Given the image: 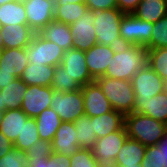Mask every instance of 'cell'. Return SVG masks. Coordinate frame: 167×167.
Returning a JSON list of instances; mask_svg holds the SVG:
<instances>
[{"instance_id": "obj_49", "label": "cell", "mask_w": 167, "mask_h": 167, "mask_svg": "<svg viewBox=\"0 0 167 167\" xmlns=\"http://www.w3.org/2000/svg\"><path fill=\"white\" fill-rule=\"evenodd\" d=\"M12 1H17V0H0V5H3L7 2H12Z\"/></svg>"}, {"instance_id": "obj_13", "label": "cell", "mask_w": 167, "mask_h": 167, "mask_svg": "<svg viewBox=\"0 0 167 167\" xmlns=\"http://www.w3.org/2000/svg\"><path fill=\"white\" fill-rule=\"evenodd\" d=\"M81 90L83 94L84 114L86 116H99L113 110L96 81L81 86Z\"/></svg>"}, {"instance_id": "obj_4", "label": "cell", "mask_w": 167, "mask_h": 167, "mask_svg": "<svg viewBox=\"0 0 167 167\" xmlns=\"http://www.w3.org/2000/svg\"><path fill=\"white\" fill-rule=\"evenodd\" d=\"M90 11H92L95 19L93 24L97 35V43L111 47L121 46L123 43L119 30L124 13L118 8Z\"/></svg>"}, {"instance_id": "obj_25", "label": "cell", "mask_w": 167, "mask_h": 167, "mask_svg": "<svg viewBox=\"0 0 167 167\" xmlns=\"http://www.w3.org/2000/svg\"><path fill=\"white\" fill-rule=\"evenodd\" d=\"M35 119L40 140L52 142L57 129L62 124L59 115L52 108H48L43 110Z\"/></svg>"}, {"instance_id": "obj_43", "label": "cell", "mask_w": 167, "mask_h": 167, "mask_svg": "<svg viewBox=\"0 0 167 167\" xmlns=\"http://www.w3.org/2000/svg\"><path fill=\"white\" fill-rule=\"evenodd\" d=\"M14 79L13 72L1 71L0 68V89L5 88V86L10 84Z\"/></svg>"}, {"instance_id": "obj_28", "label": "cell", "mask_w": 167, "mask_h": 167, "mask_svg": "<svg viewBox=\"0 0 167 167\" xmlns=\"http://www.w3.org/2000/svg\"><path fill=\"white\" fill-rule=\"evenodd\" d=\"M133 14L144 21L155 23L167 15L165 1L141 0Z\"/></svg>"}, {"instance_id": "obj_46", "label": "cell", "mask_w": 167, "mask_h": 167, "mask_svg": "<svg viewBox=\"0 0 167 167\" xmlns=\"http://www.w3.org/2000/svg\"><path fill=\"white\" fill-rule=\"evenodd\" d=\"M55 6H63L69 3H85V0H54Z\"/></svg>"}, {"instance_id": "obj_36", "label": "cell", "mask_w": 167, "mask_h": 167, "mask_svg": "<svg viewBox=\"0 0 167 167\" xmlns=\"http://www.w3.org/2000/svg\"><path fill=\"white\" fill-rule=\"evenodd\" d=\"M70 167H97L98 162L91 149L80 148L70 156Z\"/></svg>"}, {"instance_id": "obj_12", "label": "cell", "mask_w": 167, "mask_h": 167, "mask_svg": "<svg viewBox=\"0 0 167 167\" xmlns=\"http://www.w3.org/2000/svg\"><path fill=\"white\" fill-rule=\"evenodd\" d=\"M53 88L50 86H27L21 109L29 118H36L43 110L50 108Z\"/></svg>"}, {"instance_id": "obj_24", "label": "cell", "mask_w": 167, "mask_h": 167, "mask_svg": "<svg viewBox=\"0 0 167 167\" xmlns=\"http://www.w3.org/2000/svg\"><path fill=\"white\" fill-rule=\"evenodd\" d=\"M28 118L21 108L5 110L0 124V132L14 143L18 135L21 134L25 121Z\"/></svg>"}, {"instance_id": "obj_42", "label": "cell", "mask_w": 167, "mask_h": 167, "mask_svg": "<svg viewBox=\"0 0 167 167\" xmlns=\"http://www.w3.org/2000/svg\"><path fill=\"white\" fill-rule=\"evenodd\" d=\"M12 148H14L13 142L0 132V158L6 155Z\"/></svg>"}, {"instance_id": "obj_41", "label": "cell", "mask_w": 167, "mask_h": 167, "mask_svg": "<svg viewBox=\"0 0 167 167\" xmlns=\"http://www.w3.org/2000/svg\"><path fill=\"white\" fill-rule=\"evenodd\" d=\"M141 0H117V7L124 14L133 13Z\"/></svg>"}, {"instance_id": "obj_16", "label": "cell", "mask_w": 167, "mask_h": 167, "mask_svg": "<svg viewBox=\"0 0 167 167\" xmlns=\"http://www.w3.org/2000/svg\"><path fill=\"white\" fill-rule=\"evenodd\" d=\"M75 126L73 122H62L52 140L54 153L71 156L81 147L78 145Z\"/></svg>"}, {"instance_id": "obj_6", "label": "cell", "mask_w": 167, "mask_h": 167, "mask_svg": "<svg viewBox=\"0 0 167 167\" xmlns=\"http://www.w3.org/2000/svg\"><path fill=\"white\" fill-rule=\"evenodd\" d=\"M50 108L59 115L62 122H74L84 114L82 90L62 92L53 89Z\"/></svg>"}, {"instance_id": "obj_34", "label": "cell", "mask_w": 167, "mask_h": 167, "mask_svg": "<svg viewBox=\"0 0 167 167\" xmlns=\"http://www.w3.org/2000/svg\"><path fill=\"white\" fill-rule=\"evenodd\" d=\"M150 43L146 46L148 50L167 47V15L153 23Z\"/></svg>"}, {"instance_id": "obj_33", "label": "cell", "mask_w": 167, "mask_h": 167, "mask_svg": "<svg viewBox=\"0 0 167 167\" xmlns=\"http://www.w3.org/2000/svg\"><path fill=\"white\" fill-rule=\"evenodd\" d=\"M147 64L167 83V47L148 50Z\"/></svg>"}, {"instance_id": "obj_32", "label": "cell", "mask_w": 167, "mask_h": 167, "mask_svg": "<svg viewBox=\"0 0 167 167\" xmlns=\"http://www.w3.org/2000/svg\"><path fill=\"white\" fill-rule=\"evenodd\" d=\"M51 87L55 91L62 92L77 91L81 89V85L67 73V70L61 64L55 66Z\"/></svg>"}, {"instance_id": "obj_23", "label": "cell", "mask_w": 167, "mask_h": 167, "mask_svg": "<svg viewBox=\"0 0 167 167\" xmlns=\"http://www.w3.org/2000/svg\"><path fill=\"white\" fill-rule=\"evenodd\" d=\"M90 118L93 121V128L97 138L105 137L120 130L125 125V115L116 110Z\"/></svg>"}, {"instance_id": "obj_9", "label": "cell", "mask_w": 167, "mask_h": 167, "mask_svg": "<svg viewBox=\"0 0 167 167\" xmlns=\"http://www.w3.org/2000/svg\"><path fill=\"white\" fill-rule=\"evenodd\" d=\"M128 138L125 125L105 137L98 138L91 148L92 154L98 163H114L118 151Z\"/></svg>"}, {"instance_id": "obj_26", "label": "cell", "mask_w": 167, "mask_h": 167, "mask_svg": "<svg viewBox=\"0 0 167 167\" xmlns=\"http://www.w3.org/2000/svg\"><path fill=\"white\" fill-rule=\"evenodd\" d=\"M27 86L20 78H15L5 88L0 89L1 104L5 105L6 110L19 109L21 107Z\"/></svg>"}, {"instance_id": "obj_3", "label": "cell", "mask_w": 167, "mask_h": 167, "mask_svg": "<svg viewBox=\"0 0 167 167\" xmlns=\"http://www.w3.org/2000/svg\"><path fill=\"white\" fill-rule=\"evenodd\" d=\"M110 102L113 110L124 115L133 113L135 94L131 81L100 76L95 79Z\"/></svg>"}, {"instance_id": "obj_52", "label": "cell", "mask_w": 167, "mask_h": 167, "mask_svg": "<svg viewBox=\"0 0 167 167\" xmlns=\"http://www.w3.org/2000/svg\"><path fill=\"white\" fill-rule=\"evenodd\" d=\"M164 1H165L166 12H167V0H164Z\"/></svg>"}, {"instance_id": "obj_27", "label": "cell", "mask_w": 167, "mask_h": 167, "mask_svg": "<svg viewBox=\"0 0 167 167\" xmlns=\"http://www.w3.org/2000/svg\"><path fill=\"white\" fill-rule=\"evenodd\" d=\"M11 24H27L26 11L22 0L0 5V27Z\"/></svg>"}, {"instance_id": "obj_20", "label": "cell", "mask_w": 167, "mask_h": 167, "mask_svg": "<svg viewBox=\"0 0 167 167\" xmlns=\"http://www.w3.org/2000/svg\"><path fill=\"white\" fill-rule=\"evenodd\" d=\"M41 38L58 44L64 51L73 48L69 25L58 21L49 22L37 33Z\"/></svg>"}, {"instance_id": "obj_35", "label": "cell", "mask_w": 167, "mask_h": 167, "mask_svg": "<svg viewBox=\"0 0 167 167\" xmlns=\"http://www.w3.org/2000/svg\"><path fill=\"white\" fill-rule=\"evenodd\" d=\"M0 167H29V159L24 151L12 148L0 158Z\"/></svg>"}, {"instance_id": "obj_10", "label": "cell", "mask_w": 167, "mask_h": 167, "mask_svg": "<svg viewBox=\"0 0 167 167\" xmlns=\"http://www.w3.org/2000/svg\"><path fill=\"white\" fill-rule=\"evenodd\" d=\"M94 15L88 10L76 22L69 25L73 38V48L87 51L97 44V35L94 27Z\"/></svg>"}, {"instance_id": "obj_2", "label": "cell", "mask_w": 167, "mask_h": 167, "mask_svg": "<svg viewBox=\"0 0 167 167\" xmlns=\"http://www.w3.org/2000/svg\"><path fill=\"white\" fill-rule=\"evenodd\" d=\"M125 127L128 137L144 146L156 145L166 135V123L135 112L125 115Z\"/></svg>"}, {"instance_id": "obj_15", "label": "cell", "mask_w": 167, "mask_h": 167, "mask_svg": "<svg viewBox=\"0 0 167 167\" xmlns=\"http://www.w3.org/2000/svg\"><path fill=\"white\" fill-rule=\"evenodd\" d=\"M116 47L95 44L85 51V62L90 75L96 79L103 76L114 56Z\"/></svg>"}, {"instance_id": "obj_37", "label": "cell", "mask_w": 167, "mask_h": 167, "mask_svg": "<svg viewBox=\"0 0 167 167\" xmlns=\"http://www.w3.org/2000/svg\"><path fill=\"white\" fill-rule=\"evenodd\" d=\"M141 167H165L162 150L159 149L157 144L146 146V153L141 163Z\"/></svg>"}, {"instance_id": "obj_7", "label": "cell", "mask_w": 167, "mask_h": 167, "mask_svg": "<svg viewBox=\"0 0 167 167\" xmlns=\"http://www.w3.org/2000/svg\"><path fill=\"white\" fill-rule=\"evenodd\" d=\"M64 52L58 44L41 38L37 33L26 47L28 62L49 66L61 64Z\"/></svg>"}, {"instance_id": "obj_11", "label": "cell", "mask_w": 167, "mask_h": 167, "mask_svg": "<svg viewBox=\"0 0 167 167\" xmlns=\"http://www.w3.org/2000/svg\"><path fill=\"white\" fill-rule=\"evenodd\" d=\"M26 11L27 25L38 33L54 20V0H22Z\"/></svg>"}, {"instance_id": "obj_39", "label": "cell", "mask_w": 167, "mask_h": 167, "mask_svg": "<svg viewBox=\"0 0 167 167\" xmlns=\"http://www.w3.org/2000/svg\"><path fill=\"white\" fill-rule=\"evenodd\" d=\"M85 4L89 10L118 8L117 0H85Z\"/></svg>"}, {"instance_id": "obj_50", "label": "cell", "mask_w": 167, "mask_h": 167, "mask_svg": "<svg viewBox=\"0 0 167 167\" xmlns=\"http://www.w3.org/2000/svg\"><path fill=\"white\" fill-rule=\"evenodd\" d=\"M0 110H3V111L6 110L5 105L1 104V93H0Z\"/></svg>"}, {"instance_id": "obj_21", "label": "cell", "mask_w": 167, "mask_h": 167, "mask_svg": "<svg viewBox=\"0 0 167 167\" xmlns=\"http://www.w3.org/2000/svg\"><path fill=\"white\" fill-rule=\"evenodd\" d=\"M55 66L34 64L29 62L19 77L28 86H50L54 76Z\"/></svg>"}, {"instance_id": "obj_17", "label": "cell", "mask_w": 167, "mask_h": 167, "mask_svg": "<svg viewBox=\"0 0 167 167\" xmlns=\"http://www.w3.org/2000/svg\"><path fill=\"white\" fill-rule=\"evenodd\" d=\"M133 112L167 123V93L164 91L148 100H135Z\"/></svg>"}, {"instance_id": "obj_29", "label": "cell", "mask_w": 167, "mask_h": 167, "mask_svg": "<svg viewBox=\"0 0 167 167\" xmlns=\"http://www.w3.org/2000/svg\"><path fill=\"white\" fill-rule=\"evenodd\" d=\"M78 145L81 148L91 149L97 141L93 128V121L85 114L79 116L74 122Z\"/></svg>"}, {"instance_id": "obj_19", "label": "cell", "mask_w": 167, "mask_h": 167, "mask_svg": "<svg viewBox=\"0 0 167 167\" xmlns=\"http://www.w3.org/2000/svg\"><path fill=\"white\" fill-rule=\"evenodd\" d=\"M145 153L146 146L128 137L119 149L114 163L118 166L141 167Z\"/></svg>"}, {"instance_id": "obj_8", "label": "cell", "mask_w": 167, "mask_h": 167, "mask_svg": "<svg viewBox=\"0 0 167 167\" xmlns=\"http://www.w3.org/2000/svg\"><path fill=\"white\" fill-rule=\"evenodd\" d=\"M130 81L135 100L152 99L153 96L164 92L166 88V82L148 64L138 70Z\"/></svg>"}, {"instance_id": "obj_30", "label": "cell", "mask_w": 167, "mask_h": 167, "mask_svg": "<svg viewBox=\"0 0 167 167\" xmlns=\"http://www.w3.org/2000/svg\"><path fill=\"white\" fill-rule=\"evenodd\" d=\"M85 3H67L63 6H55L54 20L67 25L76 22L83 14L88 11Z\"/></svg>"}, {"instance_id": "obj_40", "label": "cell", "mask_w": 167, "mask_h": 167, "mask_svg": "<svg viewBox=\"0 0 167 167\" xmlns=\"http://www.w3.org/2000/svg\"><path fill=\"white\" fill-rule=\"evenodd\" d=\"M70 156L54 153L49 156V167H70Z\"/></svg>"}, {"instance_id": "obj_47", "label": "cell", "mask_w": 167, "mask_h": 167, "mask_svg": "<svg viewBox=\"0 0 167 167\" xmlns=\"http://www.w3.org/2000/svg\"><path fill=\"white\" fill-rule=\"evenodd\" d=\"M97 167H119L115 163H98Z\"/></svg>"}, {"instance_id": "obj_18", "label": "cell", "mask_w": 167, "mask_h": 167, "mask_svg": "<svg viewBox=\"0 0 167 167\" xmlns=\"http://www.w3.org/2000/svg\"><path fill=\"white\" fill-rule=\"evenodd\" d=\"M4 48H26L35 32L27 24H11L2 27Z\"/></svg>"}, {"instance_id": "obj_38", "label": "cell", "mask_w": 167, "mask_h": 167, "mask_svg": "<svg viewBox=\"0 0 167 167\" xmlns=\"http://www.w3.org/2000/svg\"><path fill=\"white\" fill-rule=\"evenodd\" d=\"M25 154L28 159H41L44 157H49L53 154L52 142L39 140L34 145L26 150Z\"/></svg>"}, {"instance_id": "obj_1", "label": "cell", "mask_w": 167, "mask_h": 167, "mask_svg": "<svg viewBox=\"0 0 167 167\" xmlns=\"http://www.w3.org/2000/svg\"><path fill=\"white\" fill-rule=\"evenodd\" d=\"M148 49L140 45L122 44L115 53L103 76L130 81L147 64Z\"/></svg>"}, {"instance_id": "obj_48", "label": "cell", "mask_w": 167, "mask_h": 167, "mask_svg": "<svg viewBox=\"0 0 167 167\" xmlns=\"http://www.w3.org/2000/svg\"><path fill=\"white\" fill-rule=\"evenodd\" d=\"M2 35H3V30L2 28L0 27V52H2L5 48H4V44H3V41H2Z\"/></svg>"}, {"instance_id": "obj_31", "label": "cell", "mask_w": 167, "mask_h": 167, "mask_svg": "<svg viewBox=\"0 0 167 167\" xmlns=\"http://www.w3.org/2000/svg\"><path fill=\"white\" fill-rule=\"evenodd\" d=\"M40 140L35 118H28L25 121L21 134L13 143V147L26 152L32 145Z\"/></svg>"}, {"instance_id": "obj_5", "label": "cell", "mask_w": 167, "mask_h": 167, "mask_svg": "<svg viewBox=\"0 0 167 167\" xmlns=\"http://www.w3.org/2000/svg\"><path fill=\"white\" fill-rule=\"evenodd\" d=\"M153 23L138 18L133 13L124 14L120 21V36L123 44L146 47L150 43Z\"/></svg>"}, {"instance_id": "obj_14", "label": "cell", "mask_w": 167, "mask_h": 167, "mask_svg": "<svg viewBox=\"0 0 167 167\" xmlns=\"http://www.w3.org/2000/svg\"><path fill=\"white\" fill-rule=\"evenodd\" d=\"M61 65L65 67L67 73L73 77L81 86L95 81L90 75L85 62V51L71 48L64 52Z\"/></svg>"}, {"instance_id": "obj_45", "label": "cell", "mask_w": 167, "mask_h": 167, "mask_svg": "<svg viewBox=\"0 0 167 167\" xmlns=\"http://www.w3.org/2000/svg\"><path fill=\"white\" fill-rule=\"evenodd\" d=\"M157 145L162 150L163 162L167 163V134Z\"/></svg>"}, {"instance_id": "obj_22", "label": "cell", "mask_w": 167, "mask_h": 167, "mask_svg": "<svg viewBox=\"0 0 167 167\" xmlns=\"http://www.w3.org/2000/svg\"><path fill=\"white\" fill-rule=\"evenodd\" d=\"M1 71L13 72L15 78H19L28 65L26 48H5L1 52Z\"/></svg>"}, {"instance_id": "obj_44", "label": "cell", "mask_w": 167, "mask_h": 167, "mask_svg": "<svg viewBox=\"0 0 167 167\" xmlns=\"http://www.w3.org/2000/svg\"><path fill=\"white\" fill-rule=\"evenodd\" d=\"M29 167H49V157L29 159Z\"/></svg>"}, {"instance_id": "obj_51", "label": "cell", "mask_w": 167, "mask_h": 167, "mask_svg": "<svg viewBox=\"0 0 167 167\" xmlns=\"http://www.w3.org/2000/svg\"><path fill=\"white\" fill-rule=\"evenodd\" d=\"M3 117H4V111L0 110V124L2 122Z\"/></svg>"}]
</instances>
